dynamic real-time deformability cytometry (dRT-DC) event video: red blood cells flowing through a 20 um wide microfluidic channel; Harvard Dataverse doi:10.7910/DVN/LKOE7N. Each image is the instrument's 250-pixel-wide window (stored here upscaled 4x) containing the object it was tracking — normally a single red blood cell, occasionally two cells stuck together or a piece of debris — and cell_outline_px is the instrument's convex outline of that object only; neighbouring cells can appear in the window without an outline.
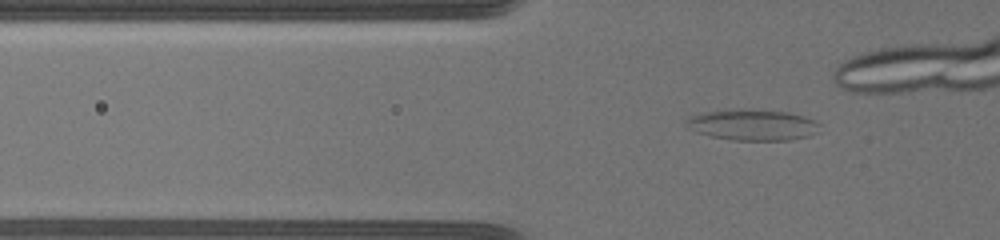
{"species": "common noctule bat (a hibernating species)", "species_latin": "Nyctalus noctula", "temperature_condition": "warm", "stored_images_in_passage": 57, "camera_frame_rate_fps": 3000, "um_per_image_px": 0.085, "animal": {"sex": "female", "body_mass_g": 19.5, "forearm_length_mm": 54.1}, "frame": {"image": 1, "passage_image": 24, "time_ms": 7.667, "image_size_px": [1000, 240], "cell_outline_px": [[820, 132], [808, 136], [788, 140], [732, 140], [712, 136], [696, 132], [688, 128], [684, 124], [684, 120], [688, 116], [704, 112], [744, 108], [788, 112], [804, 116], [820, 124]], "centroid_in_image_um": [63.95, 10.6], "position_along_channel_um": 61.9, "area_um2": 24.39}}
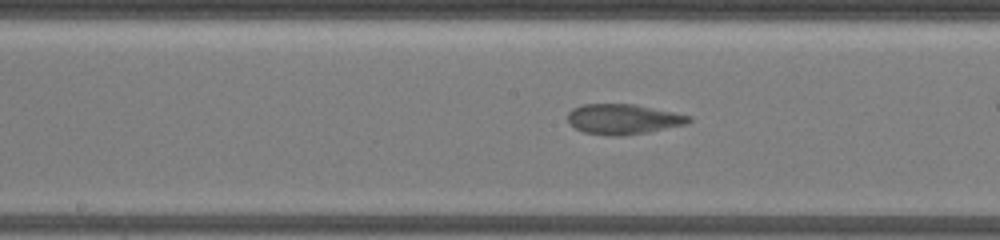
{"frame": {"image": 2, "passage_image": 37, "time_ms": 12.0, "image_size_px": [1000, 240], "cell_outline_px": [[692, 120], [688, 124], [648, 132], [624, 136], [608, 136], [584, 132], [568, 124], [568, 112], [572, 108], [584, 104], [636, 104], [692, 116]], "centroid_in_image_um": [52.98, 10.13], "position_along_channel_um": 195.2, "area_um2": 21.56}}
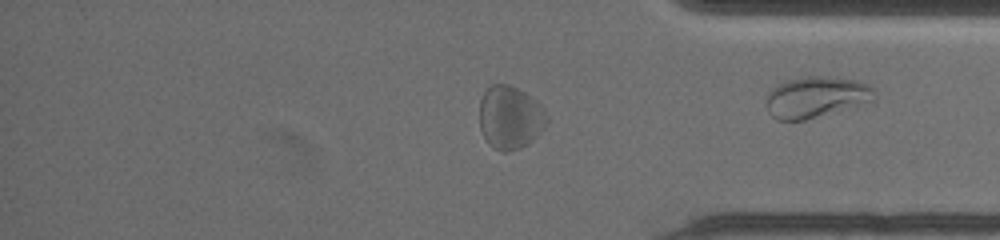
{"frame": {"image": 3, "passage_image": 55, "time_ms": 18.0, "image_size_px": [1000, 240], "cell_outline_px": [[548, 120], [540, 132], [528, 144], [520, 148], [508, 152], [504, 152], [492, 148], [488, 144], [480, 128], [480, 100], [488, 84], [508, 84], [524, 92], [540, 104], [548, 116]], "centroid_in_image_um": [43.34, 9.99], "position_along_channel_um": 391.9, "area_um2": 24.85}}